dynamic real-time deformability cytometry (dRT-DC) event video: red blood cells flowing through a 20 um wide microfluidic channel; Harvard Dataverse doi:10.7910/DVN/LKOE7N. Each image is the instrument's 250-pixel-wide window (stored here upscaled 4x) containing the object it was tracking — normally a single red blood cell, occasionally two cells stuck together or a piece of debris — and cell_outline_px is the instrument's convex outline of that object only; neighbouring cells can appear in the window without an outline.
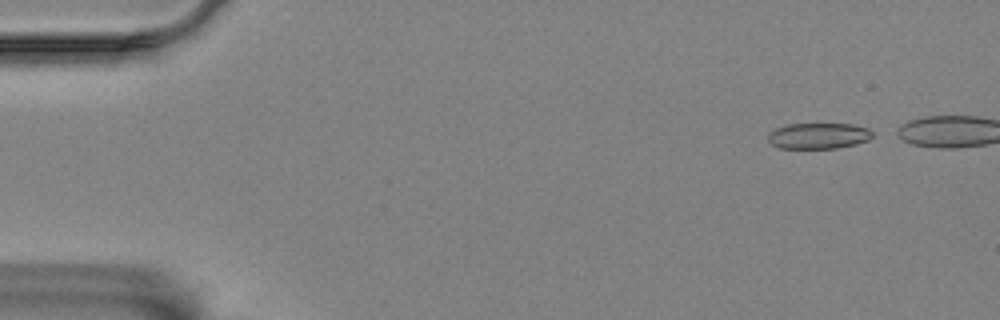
{"species": "Egyptian fruit bat (a non-hibernating species)", "species_latin": "Rousettus aegyptiacus", "temperature_condition": "room temperature", "stored_images_in_passage": 4, "camera_frame_rate_fps": 3000, "um_per_image_px": 0.085, "animal": {"sex": "female"}, "frame": {"image": 1, "passage_image": 2, "time_ms": 0.333, "image_size_px": [1000, 320], "cell_outline_px": [[872, 136], [868, 140], [856, 144], [836, 148], [780, 148], [772, 144], [768, 140], [768, 132], [776, 128], [788, 124], [852, 124], [868, 128], [872, 132]], "centroid_in_image_um": [69.56, 11.54], "position_along_channel_um": 15.4, "area_um2": 15.72}}